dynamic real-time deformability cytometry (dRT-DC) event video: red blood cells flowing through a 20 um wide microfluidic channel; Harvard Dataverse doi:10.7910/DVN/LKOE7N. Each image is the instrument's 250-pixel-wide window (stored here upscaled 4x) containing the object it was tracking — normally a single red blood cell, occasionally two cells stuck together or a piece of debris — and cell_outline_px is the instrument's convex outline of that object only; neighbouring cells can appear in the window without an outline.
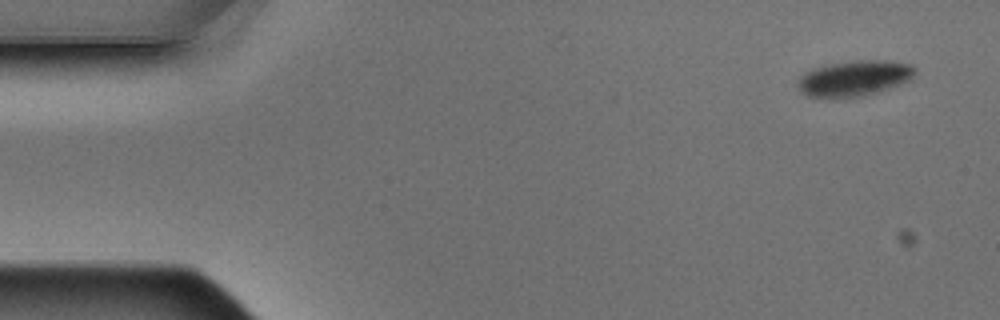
{"species": "Egyptian fruit bat (a non-hibernating species)", "species_latin": "Rousettus aegyptiacus", "temperature_condition": "warm", "stored_images_in_passage": 7, "camera_frame_rate_fps": 3000, "um_per_image_px": 0.085, "animal": {"sex": "male"}, "frame": {"image": 1, "passage_image": 1, "time_ms": 0.0, "image_size_px": [1000, 320], "cell_outline_px": [[916, 72], [912, 80], [876, 92], [860, 96], [808, 96], [800, 88], [800, 76], [804, 72], [812, 68], [832, 64], [856, 60], [884, 60], [912, 64], [916, 68]], "centroid_in_image_um": [72.7, 6.61], "position_along_channel_um": 12.3, "area_um2": 23.76}}
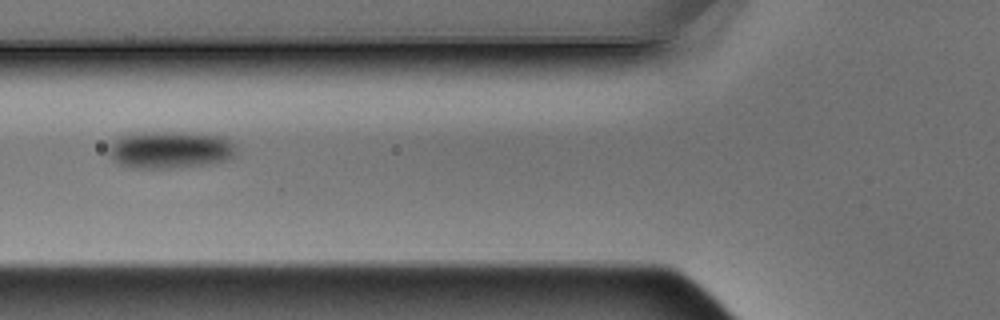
{"frame": {"image": 2, "passage_image": 6, "time_ms": 1.667, "image_size_px": [1000, 320], "cell_outline_px": [[232, 156], [228, 160], [204, 164], [168, 168], [132, 168], [120, 164], [112, 160], [108, 152], [112, 144], [120, 136], [128, 132], [184, 132], [228, 136], [232, 144]], "centroid_in_image_um": [14.41, 12.71], "position_along_channel_um": 111.4, "area_um2": 27.63}}
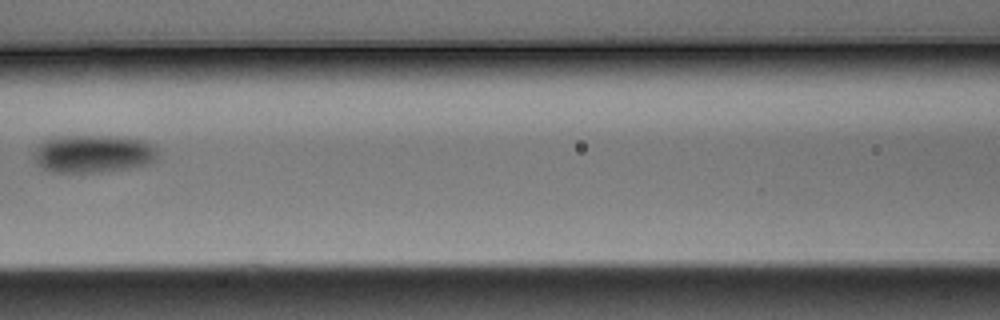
{"frame": {"image": 3, "passage_image": 7, "time_ms": 2.0, "image_size_px": [1000, 320], "cell_outline_px": [[156, 160], [148, 164], [128, 168], [100, 172], [52, 172], [36, 164], [32, 152], [44, 140], [52, 136], [112, 136], [144, 140], [152, 144], [156, 148]], "centroid_in_image_um": [7.89, 13.06], "position_along_channel_um": 158.7, "area_um2": 27.46}}